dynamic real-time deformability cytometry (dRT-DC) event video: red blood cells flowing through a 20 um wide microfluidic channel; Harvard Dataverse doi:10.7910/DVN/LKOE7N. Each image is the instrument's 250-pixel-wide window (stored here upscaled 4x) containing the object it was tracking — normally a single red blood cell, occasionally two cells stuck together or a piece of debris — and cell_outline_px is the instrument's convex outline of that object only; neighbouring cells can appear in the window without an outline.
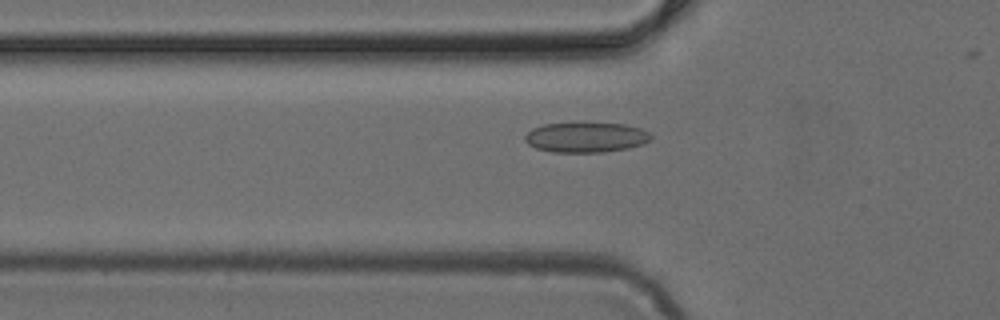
{"species": "common noctule bat (a hibernating species)", "species_latin": "Nyctalus noctula", "temperature_condition": "cold", "stored_images_in_passage": 43, "camera_frame_rate_fps": 3000, "um_per_image_px": 0.085, "animal": {"sex": "female", "body_mass_g": 24.6, "forearm_length_mm": 56.2}, "frame": {"image": 1, "passage_image": 15, "time_ms": 4.667, "image_size_px": [1000, 320], "cell_outline_px": [[652, 140], [644, 144], [628, 148], [604, 152], [552, 152], [536, 148], [528, 144], [524, 140], [524, 136], [532, 128], [544, 124], [624, 124], [640, 128], [648, 132], [652, 136]], "centroid_in_image_um": [49.81, 11.69], "position_along_channel_um": 76.0, "area_um2": 21.91}}
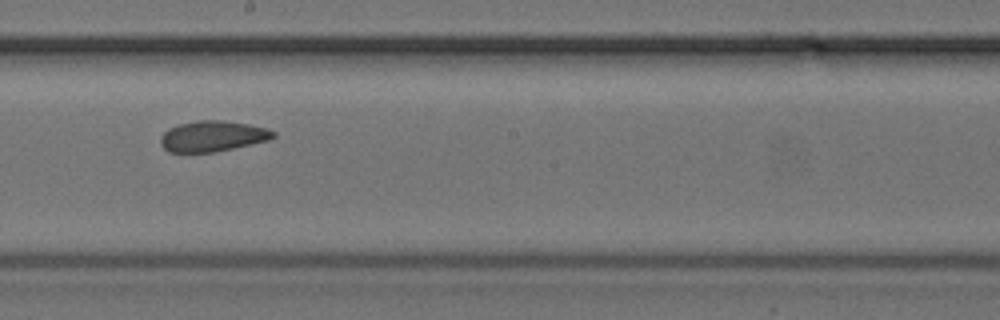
{"frame": {"image": 2, "passage_image": 26, "time_ms": 8.333, "image_size_px": [1000, 320], "cell_outline_px": [[276, 136], [268, 140], [216, 152], [168, 152], [160, 144], [160, 136], [168, 128], [180, 124], [196, 120], [220, 120], [248, 124], [268, 128], [276, 132]], "centroid_in_image_um": [18.06, 11.57], "position_along_channel_um": 230.1, "area_um2": 20.23}}
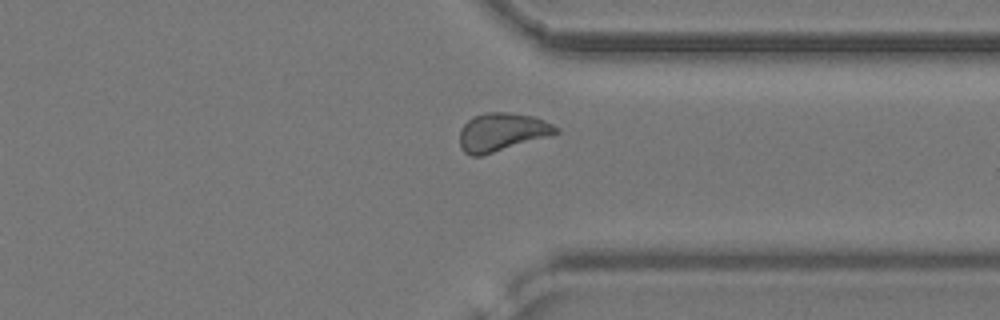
{"frame": {"image": 3, "passage_image": 36, "time_ms": 11.667, "image_size_px": [1000, 320], "cell_outline_px": [[560, 132], [552, 136], [484, 156], [472, 156], [464, 152], [460, 148], [460, 128], [472, 116], [484, 112], [508, 112], [532, 116], [544, 120], [560, 128]], "centroid_in_image_um": [42.68, 11.24], "position_along_channel_um": 368.7, "area_um2": 22.02}}